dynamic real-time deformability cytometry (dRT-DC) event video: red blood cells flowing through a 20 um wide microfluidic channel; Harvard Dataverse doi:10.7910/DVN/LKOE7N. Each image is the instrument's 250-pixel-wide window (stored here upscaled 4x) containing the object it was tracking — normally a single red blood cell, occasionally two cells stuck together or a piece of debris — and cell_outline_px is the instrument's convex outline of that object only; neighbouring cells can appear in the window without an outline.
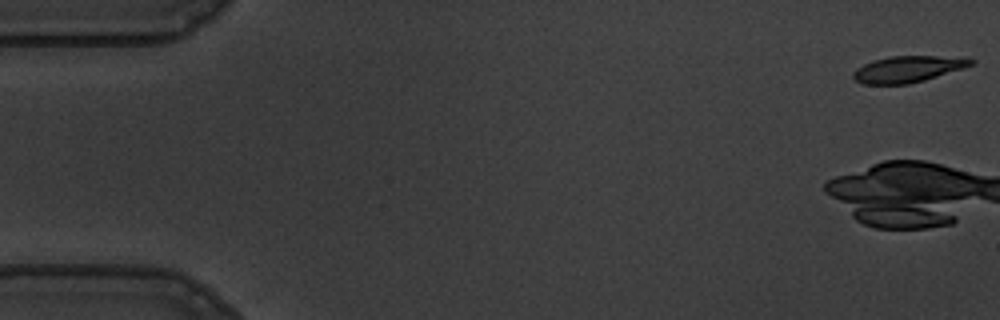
{"species": "common noctule bat (a hibernating species)", "species_latin": "Nyctalus noctula", "temperature_condition": "warm", "stored_images_in_passage": 11, "camera_frame_rate_fps": 3000, "um_per_image_px": 0.085, "animal": {"sex": "male", "body_mass_g": 19.5, "forearm_length_mm": 54.6}, "frame": {"image": 1, "passage_image": 1, "time_ms": 0.0, "image_size_px": [1000, 320], "cell_outline_px": [[976, 64], [964, 68], [924, 80], [908, 84], [860, 84], [852, 76], [852, 72], [856, 68], [872, 60], [888, 56], [968, 56], [976, 60]], "centroid_in_image_um": [77.23, 5.85], "position_along_channel_um": 7.8, "area_um2": 18.5}}